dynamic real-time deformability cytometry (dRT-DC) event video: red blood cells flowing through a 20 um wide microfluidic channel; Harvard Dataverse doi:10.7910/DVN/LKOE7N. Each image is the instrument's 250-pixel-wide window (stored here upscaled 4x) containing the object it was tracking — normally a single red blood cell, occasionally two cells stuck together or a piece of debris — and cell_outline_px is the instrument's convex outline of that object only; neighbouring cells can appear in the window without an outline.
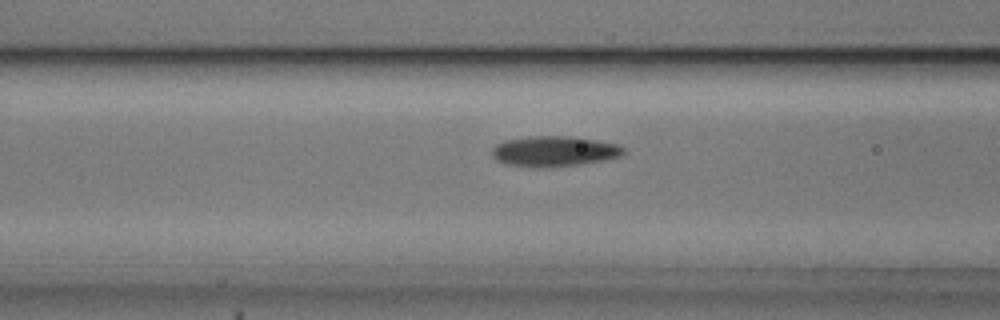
{"species": "common noctule bat (a hibernating species)", "species_latin": "Nyctalus noctula", "temperature_condition": "cold", "stored_images_in_passage": 54, "camera_frame_rate_fps": 3000, "um_per_image_px": 0.085, "animal": {"sex": "male", "body_mass_g": 20.5, "forearm_length_mm": 52.5}, "frame": {"image": 1, "passage_image": 21, "time_ms": 6.667, "image_size_px": [1000, 320], "cell_outline_px": [[624, 152], [620, 156], [604, 160], [580, 164], [548, 168], [536, 168], [504, 164], [496, 160], [492, 156], [492, 148], [496, 144], [504, 140], [528, 136], [576, 136], [616, 144], [624, 148]], "centroid_in_image_um": [47.05, 12.86], "position_along_channel_um": 119.5, "area_um2": 23.64}}
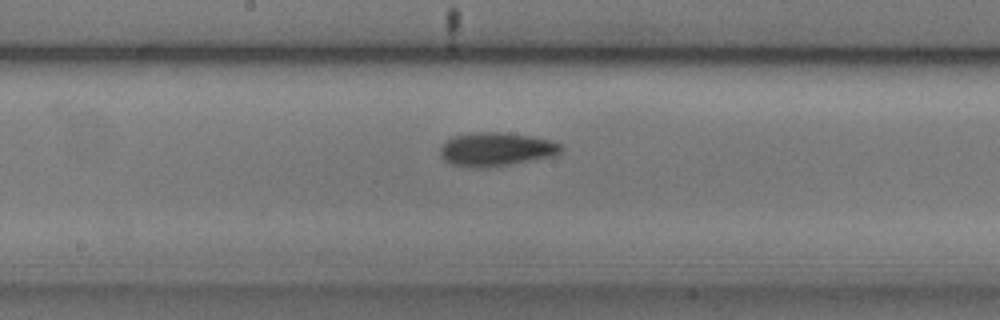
{"frame": {"image": 2, "passage_image": 28, "time_ms": 9.0, "image_size_px": [1000, 320], "cell_outline_px": [[564, 148], [560, 152], [552, 156], [488, 168], [476, 168], [452, 164], [444, 160], [440, 156], [440, 148], [452, 136], [476, 132], [500, 132], [532, 136], [548, 140], [560, 144]], "centroid_in_image_um": [42.14, 12.69], "position_along_channel_um": 206.1, "area_um2": 23.52}}
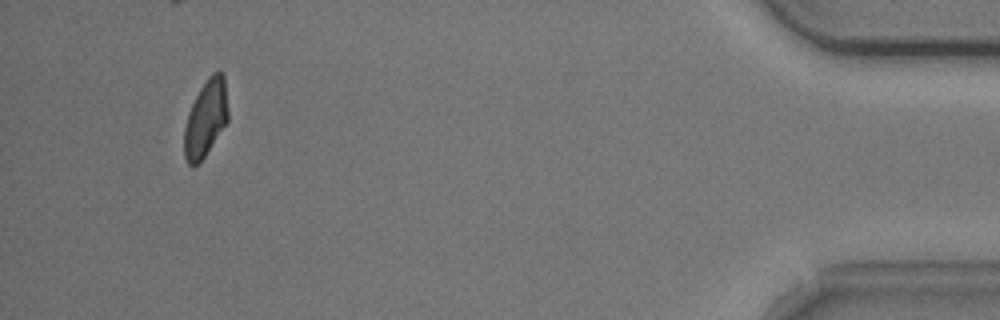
{"frame": {"image": 3, "passage_image": 51, "time_ms": 16.667, "image_size_px": [1000, 320], "cell_outline_px": [[228, 120], [200, 164], [192, 168], [188, 164], [184, 156], [184, 128], [188, 112], [200, 88], [208, 76], [212, 72], [224, 72], [228, 112]], "centroid_in_image_um": [17.48, 10.09], "position_along_channel_um": 417.7, "area_um2": 19.83}, "authors_computed_cell_mechanics": {"area_um2": 21.3571, "velocity_mm_per_s": 3.6949, "shape_relaxation_time_tau1_ms": 2.5468, "shape_relaxation_time_tau2_ms": 4.9113, "deformation_change_tau1": 0.1035, "deformation_change_tau2": 0.0804}}